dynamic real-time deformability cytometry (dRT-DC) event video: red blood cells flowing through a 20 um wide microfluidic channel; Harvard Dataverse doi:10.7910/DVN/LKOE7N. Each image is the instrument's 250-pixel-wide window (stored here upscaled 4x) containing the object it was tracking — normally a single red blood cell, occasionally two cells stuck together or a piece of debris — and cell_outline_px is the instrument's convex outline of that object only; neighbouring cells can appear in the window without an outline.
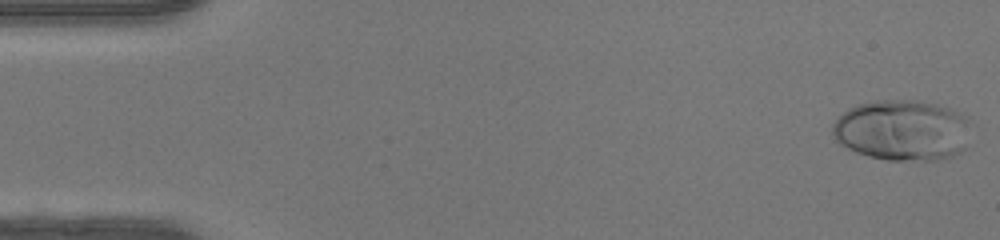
{"species": "human", "species_latin": "Homo sapiens", "temperature_condition": "warm", "stored_images_in_passage": 46, "camera_frame_rate_fps": 3000, "um_per_image_px": 0.085, "donor": {"sex": "female"}, "frame": {"image": 1, "passage_image": 1, "time_ms": 0.0, "image_size_px": [1000, 240], "cell_outline_px": [[968, 120], [964, 148], [960, 152], [952, 156], [936, 160], [884, 160], [868, 156], [856, 152], [840, 144], [836, 140], [832, 132], [832, 124], [848, 108], [856, 104], [876, 100], [916, 100], [936, 104], [952, 108], [968, 116]], "centroid_in_image_um": [76.67, 11.06], "position_along_channel_um": 8.3, "area_um2": 49.13}}
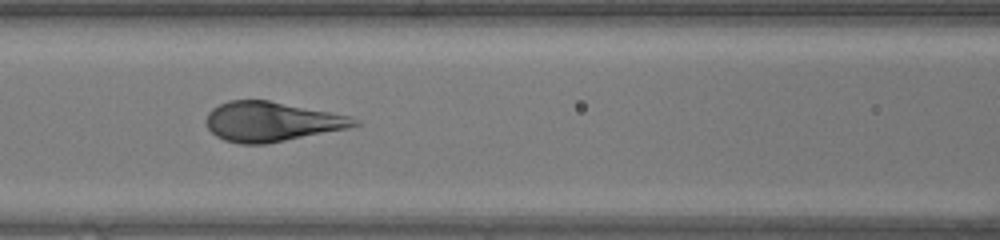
{"frame": {"image": 2, "passage_image": 20, "time_ms": 6.333, "image_size_px": [1000, 240], "cell_outline_px": [[360, 124], [348, 128], [264, 144], [240, 144], [224, 140], [216, 136], [208, 128], [204, 120], [208, 112], [212, 108], [228, 100], [268, 100], [352, 116], [360, 120]], "centroid_in_image_um": [23.06, 10.33], "position_along_channel_um": 143.5, "area_um2": 34.22}}
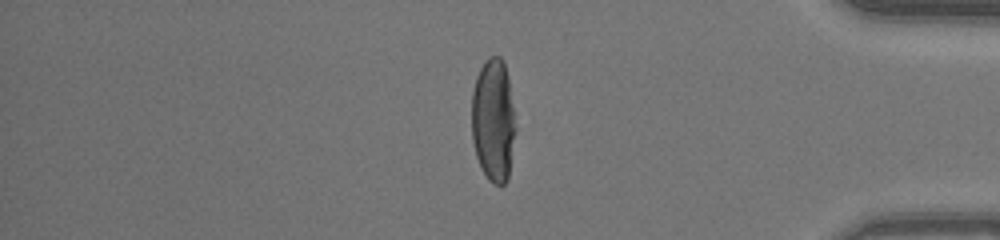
{"frame": {"image": 3, "passage_image": 39, "time_ms": 12.667, "image_size_px": [1000, 240], "cell_outline_px": [[516, 132], [508, 180], [504, 184], [492, 184], [488, 180], [480, 168], [476, 156], [472, 140], [472, 92], [476, 76], [480, 68], [492, 56], [500, 56], [504, 60], [508, 76], [516, 128]], "centroid_in_image_um": [41.94, 10.27], "position_along_channel_um": 393.3, "area_um2": 31.85}}